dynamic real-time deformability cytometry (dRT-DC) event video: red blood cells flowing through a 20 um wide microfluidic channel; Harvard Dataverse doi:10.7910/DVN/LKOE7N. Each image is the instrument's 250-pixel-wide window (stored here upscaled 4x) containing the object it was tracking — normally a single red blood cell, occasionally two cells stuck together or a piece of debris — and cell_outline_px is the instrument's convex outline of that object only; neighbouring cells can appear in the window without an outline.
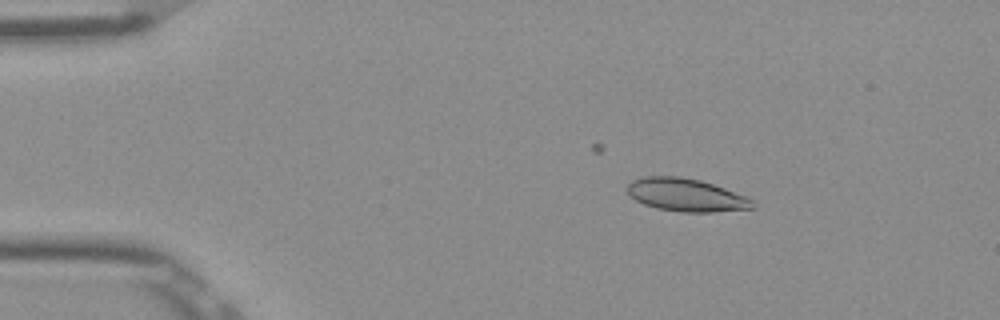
{"species": "Egyptian fruit bat (a non-hibernating species)", "species_latin": "Rousettus aegyptiacus", "temperature_condition": "room temperature", "stored_images_in_passage": 30, "camera_frame_rate_fps": 3000, "um_per_image_px": 0.085, "frame": {"image": 1, "passage_image": 8, "time_ms": 2.333, "image_size_px": [1000, 320], "cell_outline_px": [[756, 208], [712, 212], [680, 212], [656, 208], [644, 204], [636, 200], [628, 192], [628, 184], [632, 180], [644, 176], [680, 176], [700, 180], [724, 188], [744, 196], [752, 200], [756, 204]], "centroid_in_image_um": [58.32, 16.57], "position_along_channel_um": 26.7, "area_um2": 23.93}}
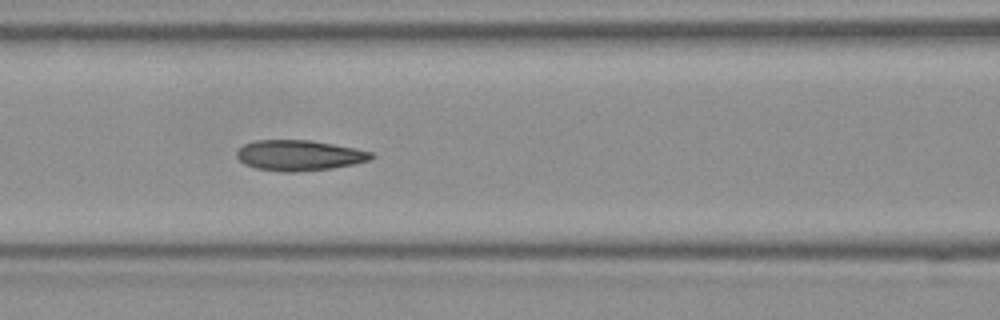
{"frame": {"image": 2, "passage_image": 22, "time_ms": 7.0, "image_size_px": [1000, 320], "cell_outline_px": [[376, 156], [368, 160], [352, 164], [332, 168], [296, 172], [284, 172], [256, 168], [244, 164], [236, 156], [236, 152], [244, 144], [256, 140], [312, 140], [356, 148], [372, 152]], "centroid_in_image_um": [25.43, 13.2], "position_along_channel_um": 141.2, "area_um2": 23.93}}
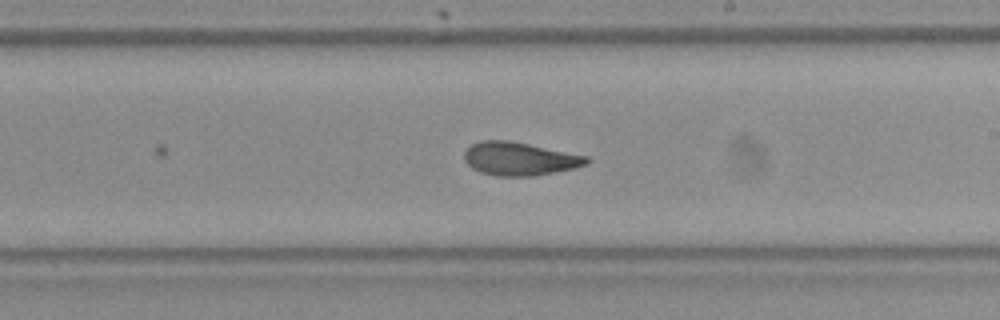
{"frame": {"image": 3, "passage_image": 30, "time_ms": 9.667, "image_size_px": [1000, 320], "cell_outline_px": [[592, 160], [588, 164], [572, 168], [532, 176], [496, 176], [480, 172], [472, 168], [464, 160], [464, 152], [472, 144], [480, 140], [508, 140], [588, 156]], "centroid_in_image_um": [44.15, 13.49], "position_along_channel_um": 244.9, "area_um2": 23.58}}